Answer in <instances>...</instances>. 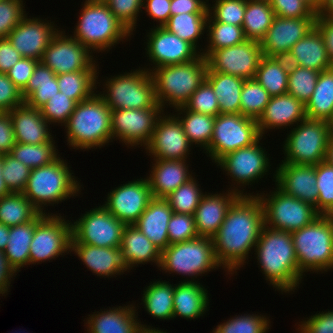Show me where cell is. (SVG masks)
I'll use <instances>...</instances> for the list:
<instances>
[{"label": "cell", "instance_id": "obj_1", "mask_svg": "<svg viewBox=\"0 0 333 333\" xmlns=\"http://www.w3.org/2000/svg\"><path fill=\"white\" fill-rule=\"evenodd\" d=\"M264 225V210L257 195H240L232 203L212 237L215 257L226 275L233 276L246 265Z\"/></svg>", "mask_w": 333, "mask_h": 333}, {"label": "cell", "instance_id": "obj_2", "mask_svg": "<svg viewBox=\"0 0 333 333\" xmlns=\"http://www.w3.org/2000/svg\"><path fill=\"white\" fill-rule=\"evenodd\" d=\"M254 251L260 271L275 291L292 294L299 288L304 274L299 270L290 232L264 225Z\"/></svg>", "mask_w": 333, "mask_h": 333}, {"label": "cell", "instance_id": "obj_3", "mask_svg": "<svg viewBox=\"0 0 333 333\" xmlns=\"http://www.w3.org/2000/svg\"><path fill=\"white\" fill-rule=\"evenodd\" d=\"M97 92L89 99L77 103L64 125L67 145L73 149H84V151L91 148L100 149L113 142L111 108Z\"/></svg>", "mask_w": 333, "mask_h": 333}, {"label": "cell", "instance_id": "obj_4", "mask_svg": "<svg viewBox=\"0 0 333 333\" xmlns=\"http://www.w3.org/2000/svg\"><path fill=\"white\" fill-rule=\"evenodd\" d=\"M60 157L52 163L32 169L23 191L25 197L43 214H47L44 209L48 205L54 206L79 196L82 190L80 181L69 169L70 165Z\"/></svg>", "mask_w": 333, "mask_h": 333}, {"label": "cell", "instance_id": "obj_5", "mask_svg": "<svg viewBox=\"0 0 333 333\" xmlns=\"http://www.w3.org/2000/svg\"><path fill=\"white\" fill-rule=\"evenodd\" d=\"M207 69V60L203 55L186 63L153 69L150 73L158 104L163 110L165 105L174 109L184 106L205 81Z\"/></svg>", "mask_w": 333, "mask_h": 333}, {"label": "cell", "instance_id": "obj_6", "mask_svg": "<svg viewBox=\"0 0 333 333\" xmlns=\"http://www.w3.org/2000/svg\"><path fill=\"white\" fill-rule=\"evenodd\" d=\"M79 15L71 36L92 53L108 52L132 37L104 2L82 3Z\"/></svg>", "mask_w": 333, "mask_h": 333}, {"label": "cell", "instance_id": "obj_7", "mask_svg": "<svg viewBox=\"0 0 333 333\" xmlns=\"http://www.w3.org/2000/svg\"><path fill=\"white\" fill-rule=\"evenodd\" d=\"M291 235L298 267L303 274L333 269V219L330 215H320Z\"/></svg>", "mask_w": 333, "mask_h": 333}, {"label": "cell", "instance_id": "obj_8", "mask_svg": "<svg viewBox=\"0 0 333 333\" xmlns=\"http://www.w3.org/2000/svg\"><path fill=\"white\" fill-rule=\"evenodd\" d=\"M108 78L102 84L104 91L98 92V95L111 110L146 109L159 106L151 73L143 67Z\"/></svg>", "mask_w": 333, "mask_h": 333}, {"label": "cell", "instance_id": "obj_9", "mask_svg": "<svg viewBox=\"0 0 333 333\" xmlns=\"http://www.w3.org/2000/svg\"><path fill=\"white\" fill-rule=\"evenodd\" d=\"M219 267L221 268L215 257L212 238L198 236L192 240L170 244L163 250L159 270L191 277L192 280L183 281L194 282L198 276H204L203 274Z\"/></svg>", "mask_w": 333, "mask_h": 333}, {"label": "cell", "instance_id": "obj_10", "mask_svg": "<svg viewBox=\"0 0 333 333\" xmlns=\"http://www.w3.org/2000/svg\"><path fill=\"white\" fill-rule=\"evenodd\" d=\"M289 130L283 141L284 160L290 164L316 165L326 159L332 124L305 118Z\"/></svg>", "mask_w": 333, "mask_h": 333}, {"label": "cell", "instance_id": "obj_11", "mask_svg": "<svg viewBox=\"0 0 333 333\" xmlns=\"http://www.w3.org/2000/svg\"><path fill=\"white\" fill-rule=\"evenodd\" d=\"M71 223V220H66L60 213H40L35 218V232L30 243L29 265L50 262V260L71 252Z\"/></svg>", "mask_w": 333, "mask_h": 333}, {"label": "cell", "instance_id": "obj_12", "mask_svg": "<svg viewBox=\"0 0 333 333\" xmlns=\"http://www.w3.org/2000/svg\"><path fill=\"white\" fill-rule=\"evenodd\" d=\"M275 187L269 194H255L261 200L266 226L291 233L309 225L320 216L311 204L284 193L276 185Z\"/></svg>", "mask_w": 333, "mask_h": 333}, {"label": "cell", "instance_id": "obj_13", "mask_svg": "<svg viewBox=\"0 0 333 333\" xmlns=\"http://www.w3.org/2000/svg\"><path fill=\"white\" fill-rule=\"evenodd\" d=\"M261 137L256 119L242 114H218L210 145L204 153L215 164L225 154L248 147Z\"/></svg>", "mask_w": 333, "mask_h": 333}, {"label": "cell", "instance_id": "obj_14", "mask_svg": "<svg viewBox=\"0 0 333 333\" xmlns=\"http://www.w3.org/2000/svg\"><path fill=\"white\" fill-rule=\"evenodd\" d=\"M262 139L263 137L248 147L225 154L215 163L228 177H231L233 184L229 190L239 195H252L253 193H247L243 188L258 183L271 169L268 151L260 145Z\"/></svg>", "mask_w": 333, "mask_h": 333}, {"label": "cell", "instance_id": "obj_15", "mask_svg": "<svg viewBox=\"0 0 333 333\" xmlns=\"http://www.w3.org/2000/svg\"><path fill=\"white\" fill-rule=\"evenodd\" d=\"M71 225V244L111 248L120 247L122 234L126 226L103 205L86 211Z\"/></svg>", "mask_w": 333, "mask_h": 333}, {"label": "cell", "instance_id": "obj_16", "mask_svg": "<svg viewBox=\"0 0 333 333\" xmlns=\"http://www.w3.org/2000/svg\"><path fill=\"white\" fill-rule=\"evenodd\" d=\"M164 111L160 105L157 108L111 110L112 140L117 139L128 148L138 145L145 148Z\"/></svg>", "mask_w": 333, "mask_h": 333}, {"label": "cell", "instance_id": "obj_17", "mask_svg": "<svg viewBox=\"0 0 333 333\" xmlns=\"http://www.w3.org/2000/svg\"><path fill=\"white\" fill-rule=\"evenodd\" d=\"M65 34V30H59L44 51L41 62L56 75L76 71H98L99 64L94 60L93 53L78 40Z\"/></svg>", "mask_w": 333, "mask_h": 333}, {"label": "cell", "instance_id": "obj_18", "mask_svg": "<svg viewBox=\"0 0 333 333\" xmlns=\"http://www.w3.org/2000/svg\"><path fill=\"white\" fill-rule=\"evenodd\" d=\"M263 53L259 41L245 42L214 50L207 58V72H219L253 79Z\"/></svg>", "mask_w": 333, "mask_h": 333}, {"label": "cell", "instance_id": "obj_19", "mask_svg": "<svg viewBox=\"0 0 333 333\" xmlns=\"http://www.w3.org/2000/svg\"><path fill=\"white\" fill-rule=\"evenodd\" d=\"M145 37L147 42L146 55L149 62L154 65L144 69L151 72L153 69L186 63L197 59L201 53L192 44L170 33L165 27L154 26L150 28ZM151 68V69H150Z\"/></svg>", "mask_w": 333, "mask_h": 333}, {"label": "cell", "instance_id": "obj_20", "mask_svg": "<svg viewBox=\"0 0 333 333\" xmlns=\"http://www.w3.org/2000/svg\"><path fill=\"white\" fill-rule=\"evenodd\" d=\"M167 114L163 112L158 118L145 151L153 159L187 160L193 145L174 112Z\"/></svg>", "mask_w": 333, "mask_h": 333}, {"label": "cell", "instance_id": "obj_21", "mask_svg": "<svg viewBox=\"0 0 333 333\" xmlns=\"http://www.w3.org/2000/svg\"><path fill=\"white\" fill-rule=\"evenodd\" d=\"M147 177L112 189L103 206L125 225H134L152 199Z\"/></svg>", "mask_w": 333, "mask_h": 333}, {"label": "cell", "instance_id": "obj_22", "mask_svg": "<svg viewBox=\"0 0 333 333\" xmlns=\"http://www.w3.org/2000/svg\"><path fill=\"white\" fill-rule=\"evenodd\" d=\"M54 23L40 17L28 18L26 15L8 34L7 39L22 57L41 61L44 51L59 32L60 28Z\"/></svg>", "mask_w": 333, "mask_h": 333}, {"label": "cell", "instance_id": "obj_23", "mask_svg": "<svg viewBox=\"0 0 333 333\" xmlns=\"http://www.w3.org/2000/svg\"><path fill=\"white\" fill-rule=\"evenodd\" d=\"M316 18H283L275 16L260 41L263 56L285 57L294 44L315 27Z\"/></svg>", "mask_w": 333, "mask_h": 333}, {"label": "cell", "instance_id": "obj_24", "mask_svg": "<svg viewBox=\"0 0 333 333\" xmlns=\"http://www.w3.org/2000/svg\"><path fill=\"white\" fill-rule=\"evenodd\" d=\"M280 163L273 173L275 185L284 193L311 204L317 211L316 165Z\"/></svg>", "mask_w": 333, "mask_h": 333}, {"label": "cell", "instance_id": "obj_25", "mask_svg": "<svg viewBox=\"0 0 333 333\" xmlns=\"http://www.w3.org/2000/svg\"><path fill=\"white\" fill-rule=\"evenodd\" d=\"M135 304L109 307L89 314L86 319L87 333H141L143 331H159L138 319ZM103 310V311H102ZM136 313V314H135Z\"/></svg>", "mask_w": 333, "mask_h": 333}, {"label": "cell", "instance_id": "obj_26", "mask_svg": "<svg viewBox=\"0 0 333 333\" xmlns=\"http://www.w3.org/2000/svg\"><path fill=\"white\" fill-rule=\"evenodd\" d=\"M94 275L113 278L131 269L120 247H95L87 244H71V252ZM129 270V271H128Z\"/></svg>", "mask_w": 333, "mask_h": 333}, {"label": "cell", "instance_id": "obj_27", "mask_svg": "<svg viewBox=\"0 0 333 333\" xmlns=\"http://www.w3.org/2000/svg\"><path fill=\"white\" fill-rule=\"evenodd\" d=\"M306 118L305 105L288 93L273 96L266 105L263 113L256 120L262 137L270 129H286L287 126L295 127ZM264 135V136H263Z\"/></svg>", "mask_w": 333, "mask_h": 333}, {"label": "cell", "instance_id": "obj_28", "mask_svg": "<svg viewBox=\"0 0 333 333\" xmlns=\"http://www.w3.org/2000/svg\"><path fill=\"white\" fill-rule=\"evenodd\" d=\"M239 196L229 189L219 194L205 192L194 213L198 236L212 238L222 225L230 206Z\"/></svg>", "mask_w": 333, "mask_h": 333}, {"label": "cell", "instance_id": "obj_29", "mask_svg": "<svg viewBox=\"0 0 333 333\" xmlns=\"http://www.w3.org/2000/svg\"><path fill=\"white\" fill-rule=\"evenodd\" d=\"M188 160L153 159L147 176L153 198H165L180 185L190 180ZM193 174V175H192Z\"/></svg>", "mask_w": 333, "mask_h": 333}, {"label": "cell", "instance_id": "obj_30", "mask_svg": "<svg viewBox=\"0 0 333 333\" xmlns=\"http://www.w3.org/2000/svg\"><path fill=\"white\" fill-rule=\"evenodd\" d=\"M13 122L15 141L25 144H43L53 138L49 123L41 111L25 103L9 111Z\"/></svg>", "mask_w": 333, "mask_h": 333}, {"label": "cell", "instance_id": "obj_31", "mask_svg": "<svg viewBox=\"0 0 333 333\" xmlns=\"http://www.w3.org/2000/svg\"><path fill=\"white\" fill-rule=\"evenodd\" d=\"M172 215L164 198H152L134 225L162 252L170 245L168 223Z\"/></svg>", "mask_w": 333, "mask_h": 333}, {"label": "cell", "instance_id": "obj_32", "mask_svg": "<svg viewBox=\"0 0 333 333\" xmlns=\"http://www.w3.org/2000/svg\"><path fill=\"white\" fill-rule=\"evenodd\" d=\"M286 59L290 66L310 68L319 72L332 67L323 37L316 27L294 44Z\"/></svg>", "mask_w": 333, "mask_h": 333}, {"label": "cell", "instance_id": "obj_33", "mask_svg": "<svg viewBox=\"0 0 333 333\" xmlns=\"http://www.w3.org/2000/svg\"><path fill=\"white\" fill-rule=\"evenodd\" d=\"M209 302L208 290L199 281L174 284L173 319L200 318L207 313Z\"/></svg>", "mask_w": 333, "mask_h": 333}, {"label": "cell", "instance_id": "obj_34", "mask_svg": "<svg viewBox=\"0 0 333 333\" xmlns=\"http://www.w3.org/2000/svg\"><path fill=\"white\" fill-rule=\"evenodd\" d=\"M120 249L130 269L147 262L160 266L161 251L135 225L125 226Z\"/></svg>", "mask_w": 333, "mask_h": 333}, {"label": "cell", "instance_id": "obj_35", "mask_svg": "<svg viewBox=\"0 0 333 333\" xmlns=\"http://www.w3.org/2000/svg\"><path fill=\"white\" fill-rule=\"evenodd\" d=\"M58 92L56 74L41 61L36 64L27 86L21 91L24 103L36 109H40Z\"/></svg>", "mask_w": 333, "mask_h": 333}, {"label": "cell", "instance_id": "obj_36", "mask_svg": "<svg viewBox=\"0 0 333 333\" xmlns=\"http://www.w3.org/2000/svg\"><path fill=\"white\" fill-rule=\"evenodd\" d=\"M205 80L211 85L217 97L220 114H240L244 78L219 72H206Z\"/></svg>", "mask_w": 333, "mask_h": 333}, {"label": "cell", "instance_id": "obj_37", "mask_svg": "<svg viewBox=\"0 0 333 333\" xmlns=\"http://www.w3.org/2000/svg\"><path fill=\"white\" fill-rule=\"evenodd\" d=\"M289 67L285 57L262 56L254 79L271 97L286 94Z\"/></svg>", "mask_w": 333, "mask_h": 333}, {"label": "cell", "instance_id": "obj_38", "mask_svg": "<svg viewBox=\"0 0 333 333\" xmlns=\"http://www.w3.org/2000/svg\"><path fill=\"white\" fill-rule=\"evenodd\" d=\"M306 118L333 123V70L321 71L313 94L305 104Z\"/></svg>", "mask_w": 333, "mask_h": 333}, {"label": "cell", "instance_id": "obj_39", "mask_svg": "<svg viewBox=\"0 0 333 333\" xmlns=\"http://www.w3.org/2000/svg\"><path fill=\"white\" fill-rule=\"evenodd\" d=\"M142 295L141 304L149 315L163 321L173 319V284L158 279L145 287Z\"/></svg>", "mask_w": 333, "mask_h": 333}, {"label": "cell", "instance_id": "obj_40", "mask_svg": "<svg viewBox=\"0 0 333 333\" xmlns=\"http://www.w3.org/2000/svg\"><path fill=\"white\" fill-rule=\"evenodd\" d=\"M175 116L183 126L190 143L195 144L205 151L210 145L213 135L215 117L196 113L188 110L185 106L174 109ZM177 114V115H176Z\"/></svg>", "mask_w": 333, "mask_h": 333}, {"label": "cell", "instance_id": "obj_41", "mask_svg": "<svg viewBox=\"0 0 333 333\" xmlns=\"http://www.w3.org/2000/svg\"><path fill=\"white\" fill-rule=\"evenodd\" d=\"M35 232V219L10 227L9 240L4 254L9 264L18 273L29 265L30 243Z\"/></svg>", "mask_w": 333, "mask_h": 333}, {"label": "cell", "instance_id": "obj_42", "mask_svg": "<svg viewBox=\"0 0 333 333\" xmlns=\"http://www.w3.org/2000/svg\"><path fill=\"white\" fill-rule=\"evenodd\" d=\"M98 73L97 71H76L56 75L59 90L77 103L87 100L96 93L95 89L98 88L96 84L101 85L102 80H98Z\"/></svg>", "mask_w": 333, "mask_h": 333}, {"label": "cell", "instance_id": "obj_43", "mask_svg": "<svg viewBox=\"0 0 333 333\" xmlns=\"http://www.w3.org/2000/svg\"><path fill=\"white\" fill-rule=\"evenodd\" d=\"M275 17L267 0H246L242 28L249 40L261 41Z\"/></svg>", "mask_w": 333, "mask_h": 333}, {"label": "cell", "instance_id": "obj_44", "mask_svg": "<svg viewBox=\"0 0 333 333\" xmlns=\"http://www.w3.org/2000/svg\"><path fill=\"white\" fill-rule=\"evenodd\" d=\"M208 13H183L170 16L163 26L170 33L192 44L200 53L199 39H202L207 29Z\"/></svg>", "mask_w": 333, "mask_h": 333}, {"label": "cell", "instance_id": "obj_45", "mask_svg": "<svg viewBox=\"0 0 333 333\" xmlns=\"http://www.w3.org/2000/svg\"><path fill=\"white\" fill-rule=\"evenodd\" d=\"M41 212L23 193H14L0 198V222L12 227L33 221Z\"/></svg>", "mask_w": 333, "mask_h": 333}, {"label": "cell", "instance_id": "obj_46", "mask_svg": "<svg viewBox=\"0 0 333 333\" xmlns=\"http://www.w3.org/2000/svg\"><path fill=\"white\" fill-rule=\"evenodd\" d=\"M208 45L202 49L201 55L207 58L214 50L241 44L247 40L242 26L207 20ZM209 40V41H208Z\"/></svg>", "mask_w": 333, "mask_h": 333}, {"label": "cell", "instance_id": "obj_47", "mask_svg": "<svg viewBox=\"0 0 333 333\" xmlns=\"http://www.w3.org/2000/svg\"><path fill=\"white\" fill-rule=\"evenodd\" d=\"M54 137L43 144H25L16 142L11 148L9 154L31 170L41 167L55 161L58 154L57 146H55Z\"/></svg>", "mask_w": 333, "mask_h": 333}, {"label": "cell", "instance_id": "obj_48", "mask_svg": "<svg viewBox=\"0 0 333 333\" xmlns=\"http://www.w3.org/2000/svg\"><path fill=\"white\" fill-rule=\"evenodd\" d=\"M194 175L190 180L180 185L175 191L164 199L175 213L194 215L204 192L200 189L198 180Z\"/></svg>", "mask_w": 333, "mask_h": 333}, {"label": "cell", "instance_id": "obj_49", "mask_svg": "<svg viewBox=\"0 0 333 333\" xmlns=\"http://www.w3.org/2000/svg\"><path fill=\"white\" fill-rule=\"evenodd\" d=\"M270 98L269 93L254 78L245 79L241 90L240 114L257 120Z\"/></svg>", "mask_w": 333, "mask_h": 333}, {"label": "cell", "instance_id": "obj_50", "mask_svg": "<svg viewBox=\"0 0 333 333\" xmlns=\"http://www.w3.org/2000/svg\"><path fill=\"white\" fill-rule=\"evenodd\" d=\"M319 74L314 69L290 66L287 93L305 105L314 92Z\"/></svg>", "mask_w": 333, "mask_h": 333}, {"label": "cell", "instance_id": "obj_51", "mask_svg": "<svg viewBox=\"0 0 333 333\" xmlns=\"http://www.w3.org/2000/svg\"><path fill=\"white\" fill-rule=\"evenodd\" d=\"M270 323L269 317L262 314L235 315L218 324L211 333H267Z\"/></svg>", "mask_w": 333, "mask_h": 333}, {"label": "cell", "instance_id": "obj_52", "mask_svg": "<svg viewBox=\"0 0 333 333\" xmlns=\"http://www.w3.org/2000/svg\"><path fill=\"white\" fill-rule=\"evenodd\" d=\"M316 186L319 192L317 212L320 215L333 213V166L321 161L316 164Z\"/></svg>", "mask_w": 333, "mask_h": 333}, {"label": "cell", "instance_id": "obj_53", "mask_svg": "<svg viewBox=\"0 0 333 333\" xmlns=\"http://www.w3.org/2000/svg\"><path fill=\"white\" fill-rule=\"evenodd\" d=\"M208 4L209 16L217 22L242 26L246 0H214Z\"/></svg>", "mask_w": 333, "mask_h": 333}, {"label": "cell", "instance_id": "obj_54", "mask_svg": "<svg viewBox=\"0 0 333 333\" xmlns=\"http://www.w3.org/2000/svg\"><path fill=\"white\" fill-rule=\"evenodd\" d=\"M77 102L70 99L65 94L58 92L50 98L39 110L49 125L64 126L75 110Z\"/></svg>", "mask_w": 333, "mask_h": 333}, {"label": "cell", "instance_id": "obj_55", "mask_svg": "<svg viewBox=\"0 0 333 333\" xmlns=\"http://www.w3.org/2000/svg\"><path fill=\"white\" fill-rule=\"evenodd\" d=\"M31 169L12 157L9 153L3 155L2 176L10 192L23 193L29 179Z\"/></svg>", "mask_w": 333, "mask_h": 333}, {"label": "cell", "instance_id": "obj_56", "mask_svg": "<svg viewBox=\"0 0 333 333\" xmlns=\"http://www.w3.org/2000/svg\"><path fill=\"white\" fill-rule=\"evenodd\" d=\"M124 28L134 35L143 0H105L104 2ZM135 29V30H134Z\"/></svg>", "mask_w": 333, "mask_h": 333}, {"label": "cell", "instance_id": "obj_57", "mask_svg": "<svg viewBox=\"0 0 333 333\" xmlns=\"http://www.w3.org/2000/svg\"><path fill=\"white\" fill-rule=\"evenodd\" d=\"M188 110L210 116L220 114L217 97L211 85L205 80L191 95L190 100L184 105Z\"/></svg>", "mask_w": 333, "mask_h": 333}, {"label": "cell", "instance_id": "obj_58", "mask_svg": "<svg viewBox=\"0 0 333 333\" xmlns=\"http://www.w3.org/2000/svg\"><path fill=\"white\" fill-rule=\"evenodd\" d=\"M197 237L194 215L173 212L168 223L169 244L184 242Z\"/></svg>", "mask_w": 333, "mask_h": 333}, {"label": "cell", "instance_id": "obj_59", "mask_svg": "<svg viewBox=\"0 0 333 333\" xmlns=\"http://www.w3.org/2000/svg\"><path fill=\"white\" fill-rule=\"evenodd\" d=\"M24 4L23 0L0 1V39L7 38L8 34L27 15Z\"/></svg>", "mask_w": 333, "mask_h": 333}, {"label": "cell", "instance_id": "obj_60", "mask_svg": "<svg viewBox=\"0 0 333 333\" xmlns=\"http://www.w3.org/2000/svg\"><path fill=\"white\" fill-rule=\"evenodd\" d=\"M275 16L283 18H316V12L304 0H269Z\"/></svg>", "mask_w": 333, "mask_h": 333}, {"label": "cell", "instance_id": "obj_61", "mask_svg": "<svg viewBox=\"0 0 333 333\" xmlns=\"http://www.w3.org/2000/svg\"><path fill=\"white\" fill-rule=\"evenodd\" d=\"M22 104H24V99L21 91L7 74L0 73V111L9 112Z\"/></svg>", "mask_w": 333, "mask_h": 333}, {"label": "cell", "instance_id": "obj_62", "mask_svg": "<svg viewBox=\"0 0 333 333\" xmlns=\"http://www.w3.org/2000/svg\"><path fill=\"white\" fill-rule=\"evenodd\" d=\"M297 327L299 333H333V310L328 309L304 318Z\"/></svg>", "mask_w": 333, "mask_h": 333}, {"label": "cell", "instance_id": "obj_63", "mask_svg": "<svg viewBox=\"0 0 333 333\" xmlns=\"http://www.w3.org/2000/svg\"><path fill=\"white\" fill-rule=\"evenodd\" d=\"M38 62L36 59L23 57L7 72L8 78L20 91L27 86Z\"/></svg>", "mask_w": 333, "mask_h": 333}, {"label": "cell", "instance_id": "obj_64", "mask_svg": "<svg viewBox=\"0 0 333 333\" xmlns=\"http://www.w3.org/2000/svg\"><path fill=\"white\" fill-rule=\"evenodd\" d=\"M171 0H143V9L147 12L154 22H158L156 26L163 27L169 20Z\"/></svg>", "mask_w": 333, "mask_h": 333}, {"label": "cell", "instance_id": "obj_65", "mask_svg": "<svg viewBox=\"0 0 333 333\" xmlns=\"http://www.w3.org/2000/svg\"><path fill=\"white\" fill-rule=\"evenodd\" d=\"M15 143L11 116L9 112L0 111V155L8 154Z\"/></svg>", "mask_w": 333, "mask_h": 333}, {"label": "cell", "instance_id": "obj_66", "mask_svg": "<svg viewBox=\"0 0 333 333\" xmlns=\"http://www.w3.org/2000/svg\"><path fill=\"white\" fill-rule=\"evenodd\" d=\"M209 0H171V16L183 13H208Z\"/></svg>", "mask_w": 333, "mask_h": 333}, {"label": "cell", "instance_id": "obj_67", "mask_svg": "<svg viewBox=\"0 0 333 333\" xmlns=\"http://www.w3.org/2000/svg\"><path fill=\"white\" fill-rule=\"evenodd\" d=\"M22 58L7 38L0 39V73L7 74Z\"/></svg>", "mask_w": 333, "mask_h": 333}, {"label": "cell", "instance_id": "obj_68", "mask_svg": "<svg viewBox=\"0 0 333 333\" xmlns=\"http://www.w3.org/2000/svg\"><path fill=\"white\" fill-rule=\"evenodd\" d=\"M315 27L323 37L328 57L333 64V17L317 16Z\"/></svg>", "mask_w": 333, "mask_h": 333}, {"label": "cell", "instance_id": "obj_69", "mask_svg": "<svg viewBox=\"0 0 333 333\" xmlns=\"http://www.w3.org/2000/svg\"><path fill=\"white\" fill-rule=\"evenodd\" d=\"M16 275L17 272L9 264L4 251L0 250V290L4 293V295L8 294L11 281Z\"/></svg>", "mask_w": 333, "mask_h": 333}, {"label": "cell", "instance_id": "obj_70", "mask_svg": "<svg viewBox=\"0 0 333 333\" xmlns=\"http://www.w3.org/2000/svg\"><path fill=\"white\" fill-rule=\"evenodd\" d=\"M317 16L333 17V0H322Z\"/></svg>", "mask_w": 333, "mask_h": 333}, {"label": "cell", "instance_id": "obj_71", "mask_svg": "<svg viewBox=\"0 0 333 333\" xmlns=\"http://www.w3.org/2000/svg\"><path fill=\"white\" fill-rule=\"evenodd\" d=\"M10 227L0 222V250L4 251L9 240Z\"/></svg>", "mask_w": 333, "mask_h": 333}, {"label": "cell", "instance_id": "obj_72", "mask_svg": "<svg viewBox=\"0 0 333 333\" xmlns=\"http://www.w3.org/2000/svg\"><path fill=\"white\" fill-rule=\"evenodd\" d=\"M2 169H3V155H0V198L11 193L4 182V177L2 176Z\"/></svg>", "mask_w": 333, "mask_h": 333}, {"label": "cell", "instance_id": "obj_73", "mask_svg": "<svg viewBox=\"0 0 333 333\" xmlns=\"http://www.w3.org/2000/svg\"><path fill=\"white\" fill-rule=\"evenodd\" d=\"M326 162L333 166V131L329 139V144L327 146V153H326Z\"/></svg>", "mask_w": 333, "mask_h": 333}, {"label": "cell", "instance_id": "obj_74", "mask_svg": "<svg viewBox=\"0 0 333 333\" xmlns=\"http://www.w3.org/2000/svg\"><path fill=\"white\" fill-rule=\"evenodd\" d=\"M315 12H317L322 4V0H304Z\"/></svg>", "mask_w": 333, "mask_h": 333}, {"label": "cell", "instance_id": "obj_75", "mask_svg": "<svg viewBox=\"0 0 333 333\" xmlns=\"http://www.w3.org/2000/svg\"><path fill=\"white\" fill-rule=\"evenodd\" d=\"M85 2H105V0H85Z\"/></svg>", "mask_w": 333, "mask_h": 333}, {"label": "cell", "instance_id": "obj_76", "mask_svg": "<svg viewBox=\"0 0 333 333\" xmlns=\"http://www.w3.org/2000/svg\"><path fill=\"white\" fill-rule=\"evenodd\" d=\"M141 333H156V331H143Z\"/></svg>", "mask_w": 333, "mask_h": 333}, {"label": "cell", "instance_id": "obj_77", "mask_svg": "<svg viewBox=\"0 0 333 333\" xmlns=\"http://www.w3.org/2000/svg\"><path fill=\"white\" fill-rule=\"evenodd\" d=\"M156 333H168V332H166V331H163V330H159V331H156Z\"/></svg>", "mask_w": 333, "mask_h": 333}, {"label": "cell", "instance_id": "obj_78", "mask_svg": "<svg viewBox=\"0 0 333 333\" xmlns=\"http://www.w3.org/2000/svg\"><path fill=\"white\" fill-rule=\"evenodd\" d=\"M1 294H2V297L4 296H6V295H4V293L0 290V296H1Z\"/></svg>", "mask_w": 333, "mask_h": 333}]
</instances>
